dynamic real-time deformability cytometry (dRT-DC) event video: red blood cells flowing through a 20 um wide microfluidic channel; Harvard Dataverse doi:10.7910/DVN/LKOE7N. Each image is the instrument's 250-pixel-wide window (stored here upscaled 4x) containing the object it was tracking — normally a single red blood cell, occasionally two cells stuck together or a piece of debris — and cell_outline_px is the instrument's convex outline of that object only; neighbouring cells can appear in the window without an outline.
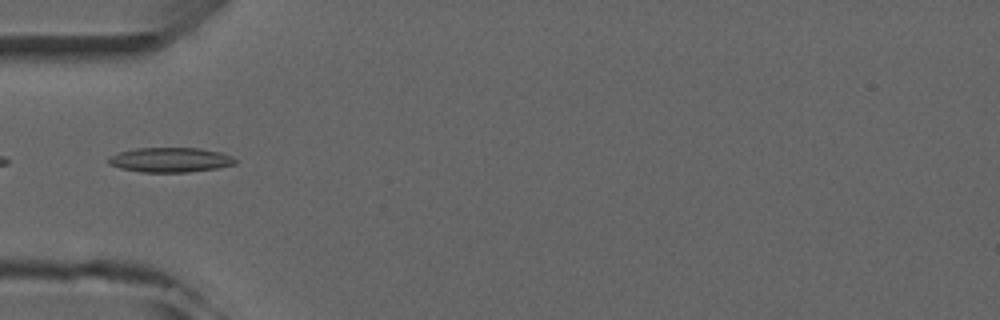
{"species": "common noctule bat (a hibernating species)", "species_latin": "Nyctalus noctula", "temperature_condition": "room temperature", "stored_images_in_passage": 3, "camera_frame_rate_fps": 3000, "um_per_image_px": 0.085, "animal": {"sex": "male", "forearm_length_mm": 52.5}, "frame": {"image": 1, "passage_image": 3, "time_ms": 2.333, "image_size_px": [1000, 320], "cell_outline_px": [[236, 164], [216, 168], [188, 172], [140, 172], [120, 168], [108, 164], [108, 156], [120, 152], [136, 148], [200, 148], [220, 152], [232, 156], [236, 160]], "centroid_in_image_um": [14.46, 13.59], "position_along_channel_um": 70.5, "area_um2": 18.26}}